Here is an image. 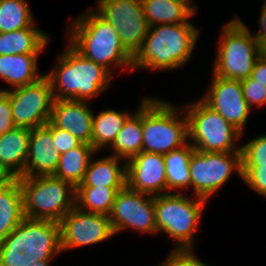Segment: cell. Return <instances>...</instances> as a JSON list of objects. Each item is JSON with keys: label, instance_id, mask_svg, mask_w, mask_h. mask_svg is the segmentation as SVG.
Returning <instances> with one entry per match:
<instances>
[{"label": "cell", "instance_id": "22", "mask_svg": "<svg viewBox=\"0 0 266 266\" xmlns=\"http://www.w3.org/2000/svg\"><path fill=\"white\" fill-rule=\"evenodd\" d=\"M30 129L15 127L0 135V164L16 178L24 174Z\"/></svg>", "mask_w": 266, "mask_h": 266}, {"label": "cell", "instance_id": "24", "mask_svg": "<svg viewBox=\"0 0 266 266\" xmlns=\"http://www.w3.org/2000/svg\"><path fill=\"white\" fill-rule=\"evenodd\" d=\"M146 98H142L138 109L124 122L115 141L109 147V150L112 149L111 155L127 161L143 151L142 102Z\"/></svg>", "mask_w": 266, "mask_h": 266}, {"label": "cell", "instance_id": "11", "mask_svg": "<svg viewBox=\"0 0 266 266\" xmlns=\"http://www.w3.org/2000/svg\"><path fill=\"white\" fill-rule=\"evenodd\" d=\"M0 90L9 96L15 127L31 130L50 121L55 98L46 76L26 86Z\"/></svg>", "mask_w": 266, "mask_h": 266}, {"label": "cell", "instance_id": "10", "mask_svg": "<svg viewBox=\"0 0 266 266\" xmlns=\"http://www.w3.org/2000/svg\"><path fill=\"white\" fill-rule=\"evenodd\" d=\"M0 249L21 250L32 261L54 260L62 253L59 222L24 218L3 239Z\"/></svg>", "mask_w": 266, "mask_h": 266}, {"label": "cell", "instance_id": "31", "mask_svg": "<svg viewBox=\"0 0 266 266\" xmlns=\"http://www.w3.org/2000/svg\"><path fill=\"white\" fill-rule=\"evenodd\" d=\"M242 166H266V134L241 145Z\"/></svg>", "mask_w": 266, "mask_h": 266}, {"label": "cell", "instance_id": "19", "mask_svg": "<svg viewBox=\"0 0 266 266\" xmlns=\"http://www.w3.org/2000/svg\"><path fill=\"white\" fill-rule=\"evenodd\" d=\"M96 159V160H95ZM123 161V164H121ZM125 187L126 161L114 155L91 158L84 179L77 187Z\"/></svg>", "mask_w": 266, "mask_h": 266}, {"label": "cell", "instance_id": "6", "mask_svg": "<svg viewBox=\"0 0 266 266\" xmlns=\"http://www.w3.org/2000/svg\"><path fill=\"white\" fill-rule=\"evenodd\" d=\"M222 26L212 73L226 79H246L261 56V46L239 17Z\"/></svg>", "mask_w": 266, "mask_h": 266}, {"label": "cell", "instance_id": "18", "mask_svg": "<svg viewBox=\"0 0 266 266\" xmlns=\"http://www.w3.org/2000/svg\"><path fill=\"white\" fill-rule=\"evenodd\" d=\"M52 132L44 125L30 132L28 156L21 177L50 176L55 173L60 153L53 149Z\"/></svg>", "mask_w": 266, "mask_h": 266}, {"label": "cell", "instance_id": "7", "mask_svg": "<svg viewBox=\"0 0 266 266\" xmlns=\"http://www.w3.org/2000/svg\"><path fill=\"white\" fill-rule=\"evenodd\" d=\"M25 218L59 222L75 207L76 188L50 176L17 177Z\"/></svg>", "mask_w": 266, "mask_h": 266}, {"label": "cell", "instance_id": "29", "mask_svg": "<svg viewBox=\"0 0 266 266\" xmlns=\"http://www.w3.org/2000/svg\"><path fill=\"white\" fill-rule=\"evenodd\" d=\"M124 187H76L75 206L81 211L109 215L116 194Z\"/></svg>", "mask_w": 266, "mask_h": 266}, {"label": "cell", "instance_id": "37", "mask_svg": "<svg viewBox=\"0 0 266 266\" xmlns=\"http://www.w3.org/2000/svg\"><path fill=\"white\" fill-rule=\"evenodd\" d=\"M29 256L21 250L0 249V266H28Z\"/></svg>", "mask_w": 266, "mask_h": 266}, {"label": "cell", "instance_id": "32", "mask_svg": "<svg viewBox=\"0 0 266 266\" xmlns=\"http://www.w3.org/2000/svg\"><path fill=\"white\" fill-rule=\"evenodd\" d=\"M242 93L252 110L254 107L259 108L266 105V87L254 80L251 76L240 80Z\"/></svg>", "mask_w": 266, "mask_h": 266}, {"label": "cell", "instance_id": "34", "mask_svg": "<svg viewBox=\"0 0 266 266\" xmlns=\"http://www.w3.org/2000/svg\"><path fill=\"white\" fill-rule=\"evenodd\" d=\"M194 249H173L158 266H209L195 255Z\"/></svg>", "mask_w": 266, "mask_h": 266}, {"label": "cell", "instance_id": "8", "mask_svg": "<svg viewBox=\"0 0 266 266\" xmlns=\"http://www.w3.org/2000/svg\"><path fill=\"white\" fill-rule=\"evenodd\" d=\"M183 107L188 121V142L195 150L214 153L241 151L236 142L242 134L201 97Z\"/></svg>", "mask_w": 266, "mask_h": 266}, {"label": "cell", "instance_id": "30", "mask_svg": "<svg viewBox=\"0 0 266 266\" xmlns=\"http://www.w3.org/2000/svg\"><path fill=\"white\" fill-rule=\"evenodd\" d=\"M34 18L27 0H0V33L36 27Z\"/></svg>", "mask_w": 266, "mask_h": 266}, {"label": "cell", "instance_id": "42", "mask_svg": "<svg viewBox=\"0 0 266 266\" xmlns=\"http://www.w3.org/2000/svg\"><path fill=\"white\" fill-rule=\"evenodd\" d=\"M261 55L266 59V43L261 45Z\"/></svg>", "mask_w": 266, "mask_h": 266}, {"label": "cell", "instance_id": "15", "mask_svg": "<svg viewBox=\"0 0 266 266\" xmlns=\"http://www.w3.org/2000/svg\"><path fill=\"white\" fill-rule=\"evenodd\" d=\"M201 99L244 135V127L252 110L243 96L240 80L212 74L209 90Z\"/></svg>", "mask_w": 266, "mask_h": 266}, {"label": "cell", "instance_id": "2", "mask_svg": "<svg viewBox=\"0 0 266 266\" xmlns=\"http://www.w3.org/2000/svg\"><path fill=\"white\" fill-rule=\"evenodd\" d=\"M200 30L191 21L149 27L140 50L133 57V70H174L190 62Z\"/></svg>", "mask_w": 266, "mask_h": 266}, {"label": "cell", "instance_id": "23", "mask_svg": "<svg viewBox=\"0 0 266 266\" xmlns=\"http://www.w3.org/2000/svg\"><path fill=\"white\" fill-rule=\"evenodd\" d=\"M49 35L38 27L0 33V55L41 54L49 44Z\"/></svg>", "mask_w": 266, "mask_h": 266}, {"label": "cell", "instance_id": "17", "mask_svg": "<svg viewBox=\"0 0 266 266\" xmlns=\"http://www.w3.org/2000/svg\"><path fill=\"white\" fill-rule=\"evenodd\" d=\"M88 101L55 99L50 122L64 129L80 142L92 145L93 110Z\"/></svg>", "mask_w": 266, "mask_h": 266}, {"label": "cell", "instance_id": "21", "mask_svg": "<svg viewBox=\"0 0 266 266\" xmlns=\"http://www.w3.org/2000/svg\"><path fill=\"white\" fill-rule=\"evenodd\" d=\"M39 55H0V79L12 89L40 80L45 74L38 73Z\"/></svg>", "mask_w": 266, "mask_h": 266}, {"label": "cell", "instance_id": "41", "mask_svg": "<svg viewBox=\"0 0 266 266\" xmlns=\"http://www.w3.org/2000/svg\"><path fill=\"white\" fill-rule=\"evenodd\" d=\"M53 260H42V261H32L29 259V263L27 264L28 266H51V262Z\"/></svg>", "mask_w": 266, "mask_h": 266}, {"label": "cell", "instance_id": "28", "mask_svg": "<svg viewBox=\"0 0 266 266\" xmlns=\"http://www.w3.org/2000/svg\"><path fill=\"white\" fill-rule=\"evenodd\" d=\"M193 151V146L188 142L185 146L163 155L167 193H173L175 189L179 191L178 193H182V189L185 190L191 187L189 160Z\"/></svg>", "mask_w": 266, "mask_h": 266}, {"label": "cell", "instance_id": "13", "mask_svg": "<svg viewBox=\"0 0 266 266\" xmlns=\"http://www.w3.org/2000/svg\"><path fill=\"white\" fill-rule=\"evenodd\" d=\"M108 217L115 234L130 228L142 234H157L154 196L127 186L117 192Z\"/></svg>", "mask_w": 266, "mask_h": 266}, {"label": "cell", "instance_id": "27", "mask_svg": "<svg viewBox=\"0 0 266 266\" xmlns=\"http://www.w3.org/2000/svg\"><path fill=\"white\" fill-rule=\"evenodd\" d=\"M132 114L115 109L102 110L93 116L92 146L97 152L108 149L126 119Z\"/></svg>", "mask_w": 266, "mask_h": 266}, {"label": "cell", "instance_id": "39", "mask_svg": "<svg viewBox=\"0 0 266 266\" xmlns=\"http://www.w3.org/2000/svg\"><path fill=\"white\" fill-rule=\"evenodd\" d=\"M251 77L266 87V59L262 55L254 64Z\"/></svg>", "mask_w": 266, "mask_h": 266}, {"label": "cell", "instance_id": "35", "mask_svg": "<svg viewBox=\"0 0 266 266\" xmlns=\"http://www.w3.org/2000/svg\"><path fill=\"white\" fill-rule=\"evenodd\" d=\"M45 126L52 132L54 141L52 148L58 150L60 155L82 144L68 131L55 127L50 121Z\"/></svg>", "mask_w": 266, "mask_h": 266}, {"label": "cell", "instance_id": "25", "mask_svg": "<svg viewBox=\"0 0 266 266\" xmlns=\"http://www.w3.org/2000/svg\"><path fill=\"white\" fill-rule=\"evenodd\" d=\"M97 153L99 152L92 145L82 143L60 155L57 168L52 176L67 181L76 188L82 183L88 164Z\"/></svg>", "mask_w": 266, "mask_h": 266}, {"label": "cell", "instance_id": "26", "mask_svg": "<svg viewBox=\"0 0 266 266\" xmlns=\"http://www.w3.org/2000/svg\"><path fill=\"white\" fill-rule=\"evenodd\" d=\"M24 218L22 191L15 178L0 188V237H7Z\"/></svg>", "mask_w": 266, "mask_h": 266}, {"label": "cell", "instance_id": "20", "mask_svg": "<svg viewBox=\"0 0 266 266\" xmlns=\"http://www.w3.org/2000/svg\"><path fill=\"white\" fill-rule=\"evenodd\" d=\"M148 26L188 22L198 9L193 0H141Z\"/></svg>", "mask_w": 266, "mask_h": 266}, {"label": "cell", "instance_id": "1", "mask_svg": "<svg viewBox=\"0 0 266 266\" xmlns=\"http://www.w3.org/2000/svg\"><path fill=\"white\" fill-rule=\"evenodd\" d=\"M66 35L77 52L111 74L113 67L133 71V56L122 45L117 30L94 8L74 19Z\"/></svg>", "mask_w": 266, "mask_h": 266}, {"label": "cell", "instance_id": "14", "mask_svg": "<svg viewBox=\"0 0 266 266\" xmlns=\"http://www.w3.org/2000/svg\"><path fill=\"white\" fill-rule=\"evenodd\" d=\"M59 229L62 253L101 243L115 235L107 215L81 211L76 206L59 221Z\"/></svg>", "mask_w": 266, "mask_h": 266}, {"label": "cell", "instance_id": "5", "mask_svg": "<svg viewBox=\"0 0 266 266\" xmlns=\"http://www.w3.org/2000/svg\"><path fill=\"white\" fill-rule=\"evenodd\" d=\"M207 200L178 193L154 196L157 234L165 233L176 241L174 249H194L195 235L200 228Z\"/></svg>", "mask_w": 266, "mask_h": 266}, {"label": "cell", "instance_id": "9", "mask_svg": "<svg viewBox=\"0 0 266 266\" xmlns=\"http://www.w3.org/2000/svg\"><path fill=\"white\" fill-rule=\"evenodd\" d=\"M193 196L209 200L236 172L242 181V153L195 150L189 160Z\"/></svg>", "mask_w": 266, "mask_h": 266}, {"label": "cell", "instance_id": "43", "mask_svg": "<svg viewBox=\"0 0 266 266\" xmlns=\"http://www.w3.org/2000/svg\"><path fill=\"white\" fill-rule=\"evenodd\" d=\"M3 239L0 237V248L2 247Z\"/></svg>", "mask_w": 266, "mask_h": 266}, {"label": "cell", "instance_id": "33", "mask_svg": "<svg viewBox=\"0 0 266 266\" xmlns=\"http://www.w3.org/2000/svg\"><path fill=\"white\" fill-rule=\"evenodd\" d=\"M242 181L266 198V166H242Z\"/></svg>", "mask_w": 266, "mask_h": 266}, {"label": "cell", "instance_id": "16", "mask_svg": "<svg viewBox=\"0 0 266 266\" xmlns=\"http://www.w3.org/2000/svg\"><path fill=\"white\" fill-rule=\"evenodd\" d=\"M126 186L133 191L150 196L167 194L163 155L142 151L127 160Z\"/></svg>", "mask_w": 266, "mask_h": 266}, {"label": "cell", "instance_id": "40", "mask_svg": "<svg viewBox=\"0 0 266 266\" xmlns=\"http://www.w3.org/2000/svg\"><path fill=\"white\" fill-rule=\"evenodd\" d=\"M16 177L0 164V188L10 184Z\"/></svg>", "mask_w": 266, "mask_h": 266}, {"label": "cell", "instance_id": "38", "mask_svg": "<svg viewBox=\"0 0 266 266\" xmlns=\"http://www.w3.org/2000/svg\"><path fill=\"white\" fill-rule=\"evenodd\" d=\"M258 21L260 28L258 29V32H256V34L252 33V36L261 46L266 43V0H263Z\"/></svg>", "mask_w": 266, "mask_h": 266}, {"label": "cell", "instance_id": "12", "mask_svg": "<svg viewBox=\"0 0 266 266\" xmlns=\"http://www.w3.org/2000/svg\"><path fill=\"white\" fill-rule=\"evenodd\" d=\"M97 1L94 9L117 30L122 45L134 57L149 30L141 0Z\"/></svg>", "mask_w": 266, "mask_h": 266}, {"label": "cell", "instance_id": "4", "mask_svg": "<svg viewBox=\"0 0 266 266\" xmlns=\"http://www.w3.org/2000/svg\"><path fill=\"white\" fill-rule=\"evenodd\" d=\"M147 97L142 102L143 151L167 154L188 143V121L183 107Z\"/></svg>", "mask_w": 266, "mask_h": 266}, {"label": "cell", "instance_id": "36", "mask_svg": "<svg viewBox=\"0 0 266 266\" xmlns=\"http://www.w3.org/2000/svg\"><path fill=\"white\" fill-rule=\"evenodd\" d=\"M15 128L9 96L0 92V135Z\"/></svg>", "mask_w": 266, "mask_h": 266}, {"label": "cell", "instance_id": "3", "mask_svg": "<svg viewBox=\"0 0 266 266\" xmlns=\"http://www.w3.org/2000/svg\"><path fill=\"white\" fill-rule=\"evenodd\" d=\"M63 51L57 64L45 73L55 99L90 102L112 84L113 74L102 65L85 58L69 43Z\"/></svg>", "mask_w": 266, "mask_h": 266}]
</instances>
